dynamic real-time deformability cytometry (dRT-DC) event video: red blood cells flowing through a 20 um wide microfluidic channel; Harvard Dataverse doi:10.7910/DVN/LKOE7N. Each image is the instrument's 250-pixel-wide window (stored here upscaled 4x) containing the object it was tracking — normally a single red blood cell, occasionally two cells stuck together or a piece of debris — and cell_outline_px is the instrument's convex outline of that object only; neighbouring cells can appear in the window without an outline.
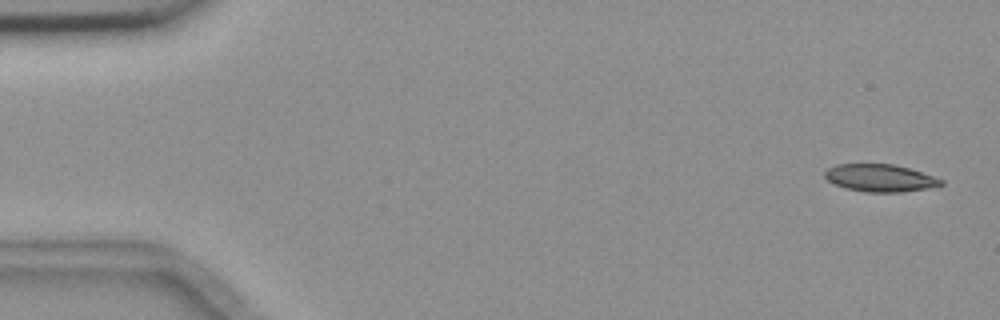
{"species": "common noctule bat (a hibernating species)", "species_latin": "Nyctalus noctula", "temperature_condition": "room temperature", "stored_images_in_passage": 5, "camera_frame_rate_fps": 3000, "um_per_image_px": 0.085, "animal": {"sex": "female", "body_mass_g": 18.4}, "frame": {"image": 1, "passage_image": 1, "time_ms": 0.0, "image_size_px": [1000, 320], "cell_outline_px": [[944, 184], [924, 188], [900, 192], [864, 192], [844, 188], [828, 180], [824, 176], [824, 172], [828, 168], [836, 164], [892, 164], [908, 168], [944, 180]], "centroid_in_image_um": [74.75, 15.12], "position_along_channel_um": 10.2, "area_um2": 18.32}}
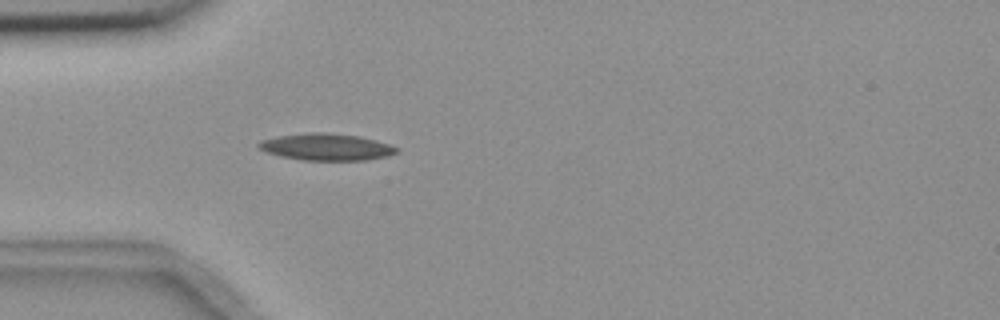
{"frame": {"image": 2, "passage_image": 5, "time_ms": 4.667, "image_size_px": [1000, 320], "cell_outline_px": [[400, 152], [388, 156], [364, 160], [304, 160], [280, 156], [268, 152], [260, 148], [256, 144], [260, 140], [276, 136], [312, 132], [324, 132], [360, 136], [376, 140], [400, 148]], "centroid_in_image_um": [27.77, 12.48], "position_along_channel_um": 57.2, "area_um2": 21.62}}